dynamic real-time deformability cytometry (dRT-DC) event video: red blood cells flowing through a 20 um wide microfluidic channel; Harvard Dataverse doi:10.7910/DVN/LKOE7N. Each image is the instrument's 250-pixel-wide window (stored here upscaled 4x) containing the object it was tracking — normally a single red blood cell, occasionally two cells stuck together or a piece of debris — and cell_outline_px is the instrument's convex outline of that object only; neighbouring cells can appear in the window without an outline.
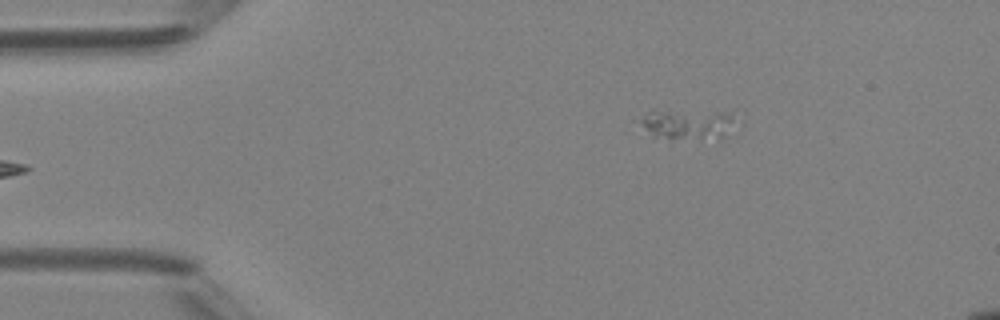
{"species": "Egyptian fruit bat (a non-hibernating species)", "species_latin": "Rousettus aegyptiacus", "temperature_condition": "room temperature", "stored_images_in_passage": 4, "segment_of_instrument_passage": [2, 2], "camera_frame_rate_fps": 3000, "um_per_image_px": 0.085, "animal": {"sex": "female"}, "frame": {"image": 1, "passage_image": 4, "time_ms": 4.0, "image_size_px": [1000, 320], "cell_outline_px": [[732, 120], [724, 136], [720, 140], [668, 144], [656, 136], [640, 120], [648, 112], [728, 112], [732, 116]], "centroid_in_image_um": [58.47, 10.71], "position_along_channel_um": 26.5, "area_um2": 16.94}}